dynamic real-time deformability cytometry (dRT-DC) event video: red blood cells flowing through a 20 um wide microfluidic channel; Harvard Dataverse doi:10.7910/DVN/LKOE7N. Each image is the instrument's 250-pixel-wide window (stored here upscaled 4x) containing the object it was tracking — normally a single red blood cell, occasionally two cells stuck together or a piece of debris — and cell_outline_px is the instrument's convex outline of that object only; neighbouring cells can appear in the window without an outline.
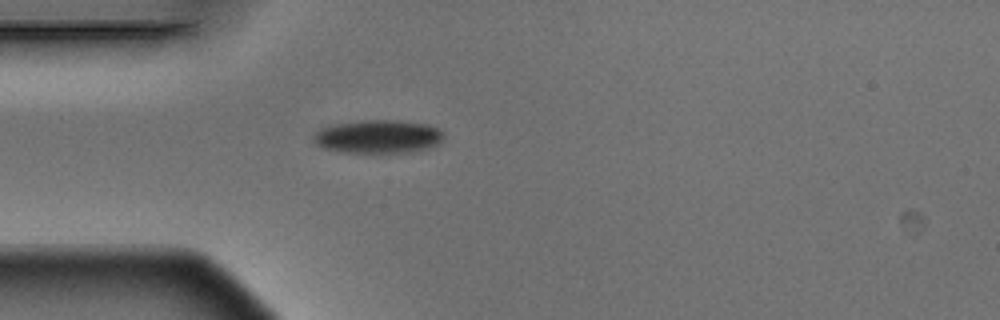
{"species": "Egyptian fruit bat (a non-hibernating species)", "species_latin": "Rousettus aegyptiacus", "temperature_condition": "warm", "stored_images_in_passage": 2, "camera_frame_rate_fps": 3000, "um_per_image_px": 0.085, "animal": {"sex": "male"}, "frame": {"image": 1, "passage_image": 2, "time_ms": 0.333, "image_size_px": [1000, 320], "cell_outline_px": [[444, 136], [440, 144], [428, 148], [408, 152], [344, 152], [324, 148], [316, 144], [312, 140], [312, 136], [320, 128], [328, 124], [364, 120], [400, 120], [428, 124], [444, 132]], "centroid_in_image_um": [32.13, 11.59], "position_along_channel_um": 52.9, "area_um2": 25.55}}